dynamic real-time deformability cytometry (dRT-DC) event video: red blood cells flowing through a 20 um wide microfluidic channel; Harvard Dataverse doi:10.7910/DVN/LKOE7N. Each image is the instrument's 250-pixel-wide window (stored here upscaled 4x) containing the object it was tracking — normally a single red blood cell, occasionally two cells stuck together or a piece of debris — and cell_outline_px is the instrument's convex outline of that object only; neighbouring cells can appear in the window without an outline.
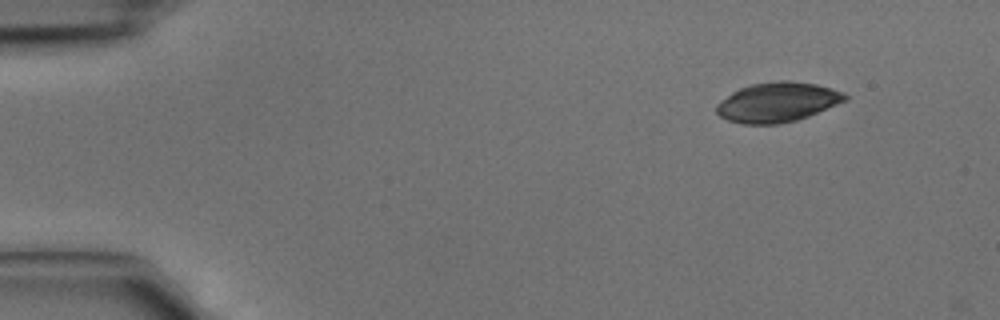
{"species": "common noctule bat (a hibernating species)", "species_latin": "Nyctalus noctula", "temperature_condition": "cold", "stored_images_in_passage": 2, "camera_frame_rate_fps": 3000, "um_per_image_px": 0.085, "animal": {"sex": "male", "body_mass_g": 15.6}, "frame": {"image": 1, "passage_image": 1, "time_ms": 0.0, "image_size_px": [1000, 320], "cell_outline_px": [[848, 100], [808, 116], [796, 120], [780, 124], [744, 124], [728, 120], [720, 116], [716, 112], [716, 104], [732, 92], [740, 88], [752, 84], [780, 80], [788, 80], [816, 84], [844, 92], [848, 96]], "centroid_in_image_um": [66.09, 8.68], "position_along_channel_um": 18.9, "area_um2": 29.71}}